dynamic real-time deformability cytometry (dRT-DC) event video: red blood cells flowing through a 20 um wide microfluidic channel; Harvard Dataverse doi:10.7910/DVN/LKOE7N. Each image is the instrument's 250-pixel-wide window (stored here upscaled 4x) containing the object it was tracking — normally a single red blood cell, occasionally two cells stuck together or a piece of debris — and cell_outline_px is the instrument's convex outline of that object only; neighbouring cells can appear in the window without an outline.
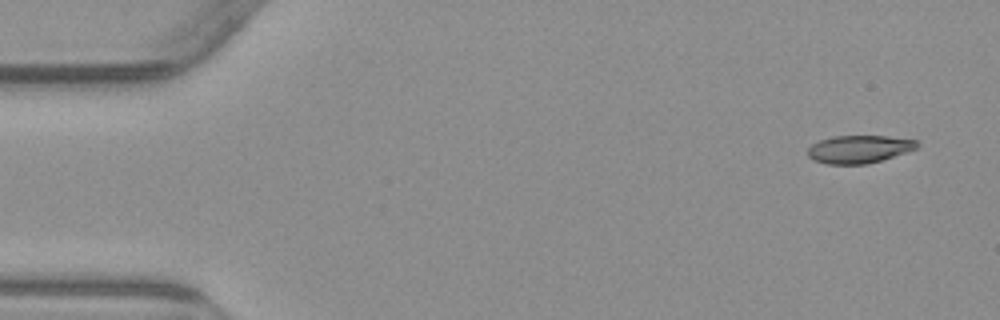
{"species": "common noctule bat (a hibernating species)", "species_latin": "Nyctalus noctula", "temperature_condition": "warm", "stored_images_in_passage": 4, "camera_frame_rate_fps": 3000, "um_per_image_px": 0.085, "animal": {"sex": "male", "body_mass_g": 23.1, "forearm_length_mm": 52.7}, "frame": {"image": 1, "passage_image": 1, "time_ms": 0.0, "image_size_px": [1000, 320], "cell_outline_px": [[920, 144], [916, 148], [868, 164], [828, 164], [812, 160], [808, 156], [808, 148], [812, 144], [820, 140], [832, 136], [888, 136], [916, 140]], "centroid_in_image_um": [72.98, 12.67], "position_along_channel_um": 12.0, "area_um2": 17.57}}
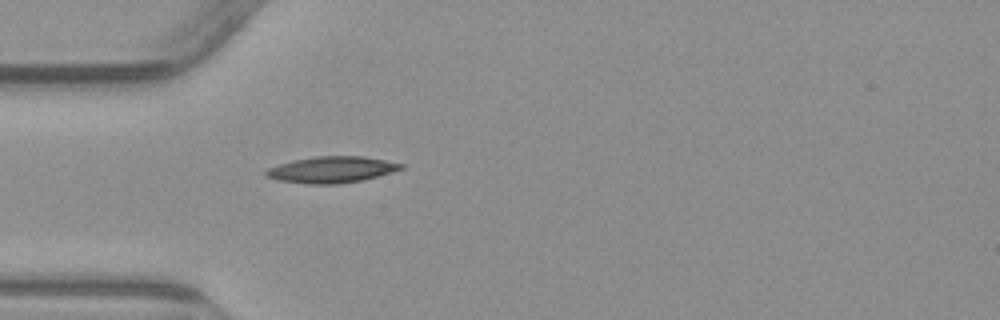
{"frame": {"image": 2, "passage_image": 4, "time_ms": 4.333, "image_size_px": [1000, 320], "cell_outline_px": [[404, 168], [392, 172], [360, 180], [336, 184], [308, 184], [276, 180], [264, 176], [264, 172], [268, 168], [292, 160], [316, 156], [364, 156], [404, 164]], "centroid_in_image_um": [28.14, 14.41], "position_along_channel_um": 56.9, "area_um2": 20.63}}